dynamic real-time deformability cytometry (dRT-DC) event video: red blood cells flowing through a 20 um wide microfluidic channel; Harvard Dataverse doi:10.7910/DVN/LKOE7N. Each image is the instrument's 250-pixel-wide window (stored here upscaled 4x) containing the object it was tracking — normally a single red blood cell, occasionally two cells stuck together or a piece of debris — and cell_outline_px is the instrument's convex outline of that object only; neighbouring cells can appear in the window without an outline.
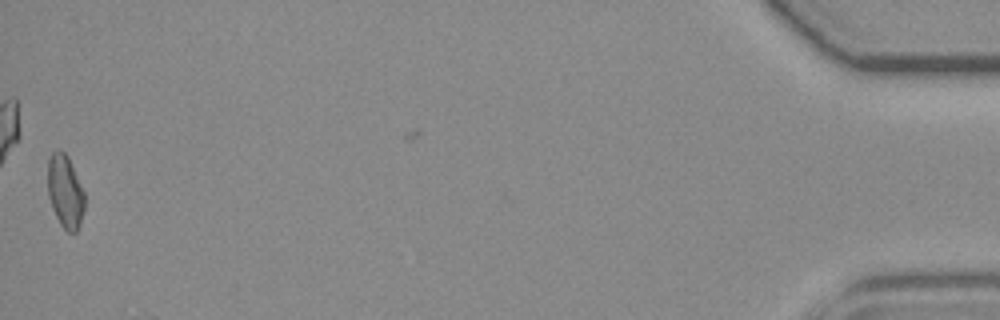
{"species": "common noctule bat (a hibernating species)", "species_latin": "Nyctalus noctula", "temperature_condition": "room temperature", "stored_images_in_passage": 46, "camera_frame_rate_fps": 3000, "um_per_image_px": 0.085, "animal": {"sex": "female", "body_mass_g": 19.3, "forearm_length_mm": 54.1}, "frame": {"image": 1, "passage_image": 45, "time_ms": 14.667, "image_size_px": [1000, 320], "cell_outline_px": [[84, 208], [80, 224], [76, 232], [68, 232], [60, 224], [52, 208], [48, 196], [48, 160], [52, 152], [60, 148], [68, 156], [84, 192]], "centroid_in_image_um": [5.53, 16.26], "position_along_channel_um": 429.7, "area_um2": 15.66}}